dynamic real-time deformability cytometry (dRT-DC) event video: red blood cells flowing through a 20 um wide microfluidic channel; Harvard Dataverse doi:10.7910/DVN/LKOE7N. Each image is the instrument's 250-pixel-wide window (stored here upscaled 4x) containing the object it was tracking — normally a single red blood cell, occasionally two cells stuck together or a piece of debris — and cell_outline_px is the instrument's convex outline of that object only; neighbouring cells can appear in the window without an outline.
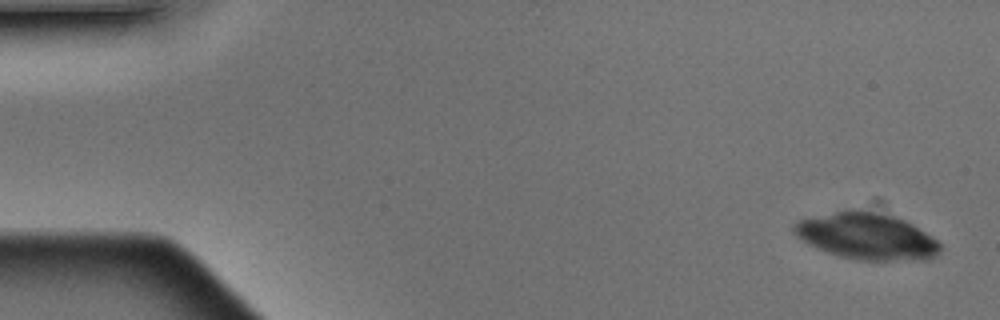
{"species": "Egyptian fruit bat (a non-hibernating species)", "species_latin": "Rousettus aegyptiacus", "temperature_condition": "warm", "stored_images_in_passage": 5, "camera_frame_rate_fps": 3000, "um_per_image_px": 0.085, "animal": {"sex": "male"}, "frame": {"image": 1, "passage_image": 4, "time_ms": 1.0, "image_size_px": [1000, 320], "cell_outline_px": [[940, 252], [936, 256], [928, 260], [856, 260], [840, 256], [828, 252], [796, 236], [792, 232], [792, 228], [800, 220], [848, 208], [856, 208], [892, 216], [904, 220], [912, 224], [932, 236], [940, 244]], "centroid_in_image_um": [73.71, 20.08], "position_along_channel_um": 11.3, "area_um2": 39.36}}